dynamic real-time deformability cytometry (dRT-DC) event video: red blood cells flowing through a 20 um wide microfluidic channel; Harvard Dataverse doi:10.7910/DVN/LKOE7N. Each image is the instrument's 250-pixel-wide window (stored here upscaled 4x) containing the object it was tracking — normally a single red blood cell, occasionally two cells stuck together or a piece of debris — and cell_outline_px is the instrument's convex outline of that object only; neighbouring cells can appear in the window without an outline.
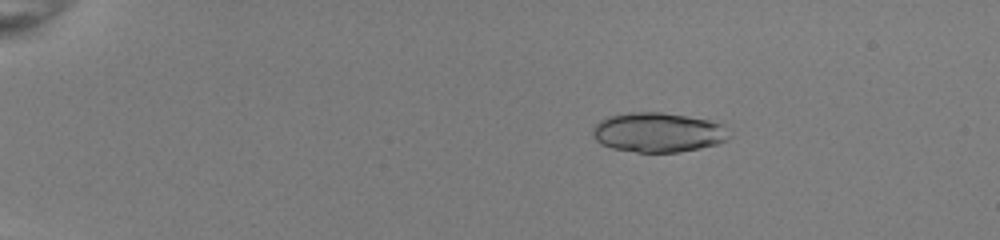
{"species": "common noctule bat (a hibernating species)", "species_latin": "Nyctalus noctula", "temperature_condition": "room temperature", "stored_images_in_passage": 52, "camera_frame_rate_fps": 3000, "um_per_image_px": 0.085, "animal": {"sex": "female", "body_mass_g": 22.0, "forearm_length_mm": 56.7}, "frame": {"image": 1, "passage_image": 11, "time_ms": 3.333, "image_size_px": [1000, 240], "cell_outline_px": [[732, 136], [716, 144], [700, 148], [676, 152], [636, 152], [612, 148], [600, 144], [592, 136], [592, 128], [600, 120], [608, 116], [632, 112], [660, 112], [708, 120], [724, 124]], "centroid_in_image_um": [55.92, 11.25], "position_along_channel_um": 29.1, "area_um2": 31.5}}